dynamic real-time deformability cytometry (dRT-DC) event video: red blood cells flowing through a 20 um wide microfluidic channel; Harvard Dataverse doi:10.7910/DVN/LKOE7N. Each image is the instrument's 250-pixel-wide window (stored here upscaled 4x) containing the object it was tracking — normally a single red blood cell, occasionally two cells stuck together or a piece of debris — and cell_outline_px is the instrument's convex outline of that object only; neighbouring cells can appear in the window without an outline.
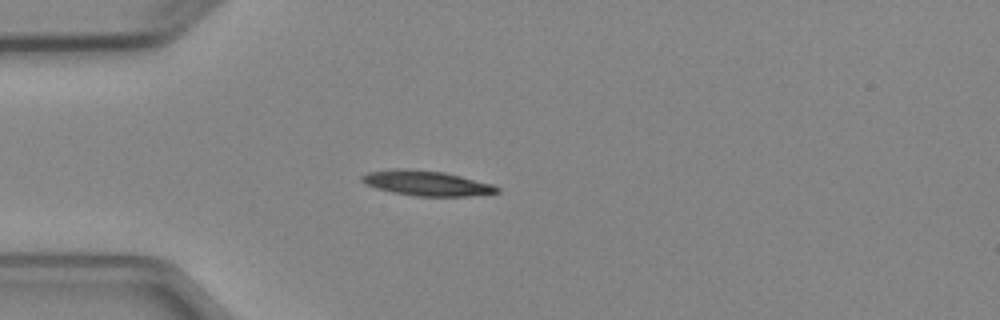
{"species": "Egyptian fruit bat (a non-hibernating species)", "species_latin": "Rousettus aegyptiacus", "temperature_condition": "cold", "stored_images_in_passage": 5, "camera_frame_rate_fps": 3000, "um_per_image_px": 0.085, "animal": {"sex": "female"}, "frame": {"image": 1, "passage_image": 4, "time_ms": 3.667, "image_size_px": [1000, 320], "cell_outline_px": [[500, 192], [464, 196], [416, 196], [392, 192], [376, 188], [364, 184], [360, 180], [360, 176], [368, 172], [396, 168], [400, 168], [444, 172], [492, 184], [500, 188]], "centroid_in_image_um": [36.2, 15.57], "position_along_channel_um": 48.8, "area_um2": 19.59}}